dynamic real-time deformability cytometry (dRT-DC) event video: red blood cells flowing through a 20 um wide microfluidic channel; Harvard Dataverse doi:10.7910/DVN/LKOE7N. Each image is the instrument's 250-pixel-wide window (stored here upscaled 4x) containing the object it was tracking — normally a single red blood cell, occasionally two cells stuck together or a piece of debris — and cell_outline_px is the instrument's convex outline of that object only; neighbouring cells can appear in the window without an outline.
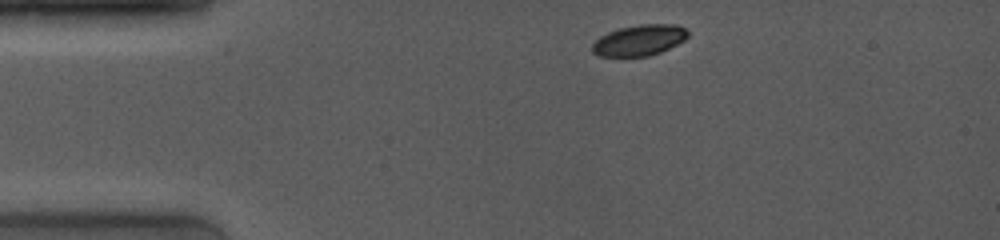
{"species": "common noctule bat (a hibernating species)", "species_latin": "Nyctalus noctula", "temperature_condition": "room temperature", "stored_images_in_passage": 18, "camera_frame_rate_fps": 4000, "um_per_image_px": 0.085, "animal": {"sex": "female", "body_mass_g": 19.0, "forearm_length_mm": 53.3}, "frame": {"image": 1, "passage_image": 1, "time_ms": 0.0, "image_size_px": [1000, 240], "cell_outline_px": [[688, 36], [684, 40], [660, 52], [648, 56], [596, 56], [592, 52], [592, 44], [600, 36], [608, 32], [620, 28], [640, 24], [676, 24], [684, 28], [688, 32]], "centroid_in_image_um": [54.32, 3.42], "position_along_channel_um": 30.7, "area_um2": 17.11}}
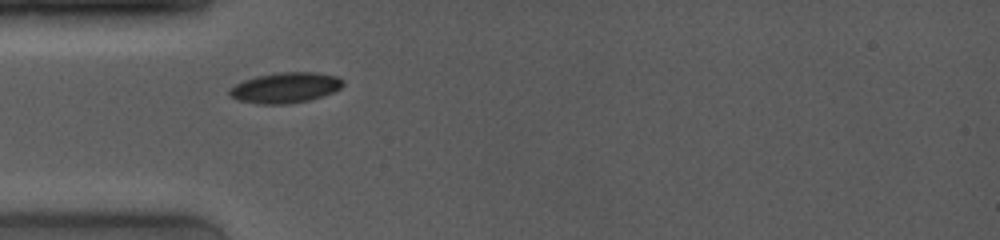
{"frame": {"image": 2, "passage_image": 9, "time_ms": 2.0, "image_size_px": [1000, 240], "cell_outline_px": [[344, 84], [340, 88], [332, 92], [308, 100], [288, 104], [256, 104], [236, 100], [228, 96], [228, 88], [244, 80], [256, 76], [280, 72], [316, 72], [336, 76], [344, 80]], "centroid_in_image_um": [24.2, 7.46], "position_along_channel_um": 60.8, "area_um2": 20.29}}
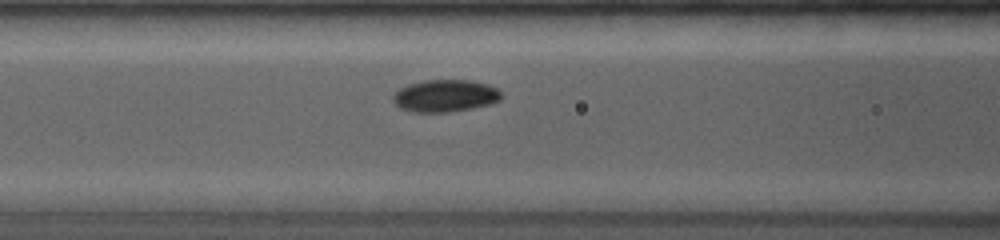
{"frame": {"image": 3, "passage_image": 13, "time_ms": 3.75, "image_size_px": [1000, 240], "cell_outline_px": [[500, 100], [492, 104], [452, 112], [412, 112], [400, 108], [392, 100], [392, 96], [400, 88], [408, 84], [424, 80], [472, 80], [488, 84], [496, 88], [500, 92]], "centroid_in_image_um": [37.83, 8.14], "position_along_channel_um": 128.8, "area_um2": 20.46}}